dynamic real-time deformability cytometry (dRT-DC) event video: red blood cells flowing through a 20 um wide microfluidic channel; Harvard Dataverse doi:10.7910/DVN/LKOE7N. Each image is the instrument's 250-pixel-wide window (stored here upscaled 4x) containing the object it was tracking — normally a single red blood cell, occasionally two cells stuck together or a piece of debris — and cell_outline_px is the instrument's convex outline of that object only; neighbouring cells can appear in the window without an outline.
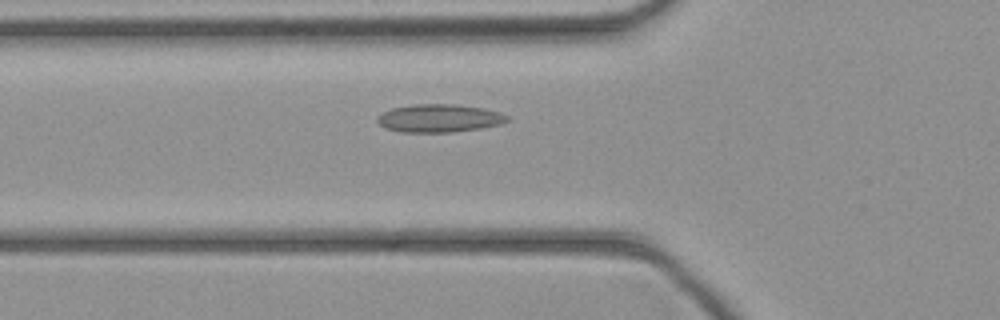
{"species": "common noctule bat (a hibernating species)", "species_latin": "Nyctalus noctula", "temperature_condition": "cold", "stored_images_in_passage": 42, "camera_frame_rate_fps": 3000, "um_per_image_px": 0.085, "animal": {"sex": "female", "body_mass_g": 21.9}, "frame": {"image": 1, "passage_image": 13, "time_ms": 4.0, "image_size_px": [1000, 320], "cell_outline_px": [[508, 120], [500, 124], [480, 128], [452, 132], [400, 132], [384, 128], [376, 120], [376, 116], [380, 112], [392, 108], [416, 104], [456, 104], [484, 108], [500, 112], [508, 116]], "centroid_in_image_um": [37.29, 10.04], "position_along_channel_um": 88.5, "area_um2": 21.33}}
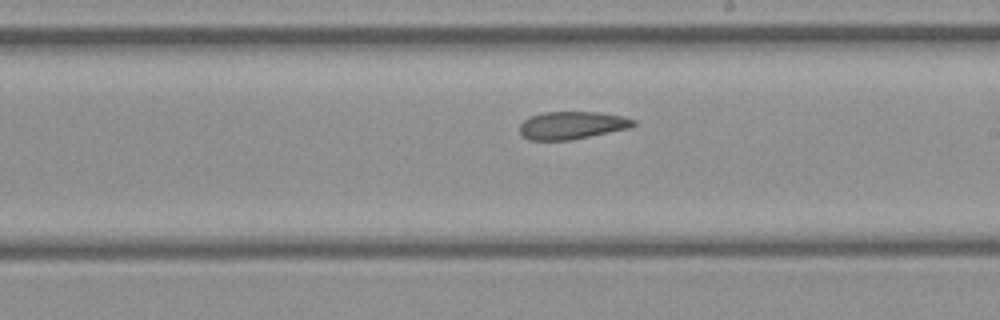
{"frame": {"image": 2, "passage_image": 23, "time_ms": 7.333, "image_size_px": [1000, 320], "cell_outline_px": [[636, 124], [632, 128], [568, 140], [528, 140], [520, 132], [520, 124], [528, 116], [544, 112], [596, 112], [624, 116], [636, 120]], "centroid_in_image_um": [48.64, 10.64], "position_along_channel_um": 240.4, "area_um2": 18.44}}
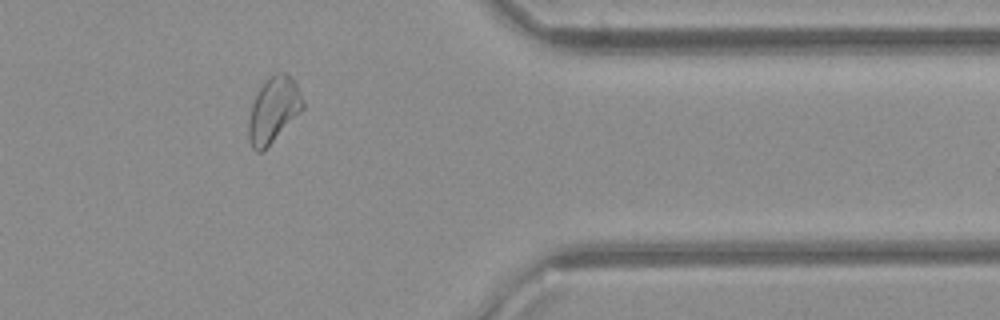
{"frame": {"image": 3, "passage_image": 34, "time_ms": 11.0, "image_size_px": [1000, 320], "cell_outline_px": [[304, 108], [260, 152], [256, 152], [252, 148], [248, 140], [248, 120], [252, 104], [260, 88], [268, 76], [276, 72], [284, 72], [296, 80], [304, 100]], "centroid_in_image_um": [23.25, 9.28], "position_along_channel_um": 388.2, "area_um2": 20.46}}